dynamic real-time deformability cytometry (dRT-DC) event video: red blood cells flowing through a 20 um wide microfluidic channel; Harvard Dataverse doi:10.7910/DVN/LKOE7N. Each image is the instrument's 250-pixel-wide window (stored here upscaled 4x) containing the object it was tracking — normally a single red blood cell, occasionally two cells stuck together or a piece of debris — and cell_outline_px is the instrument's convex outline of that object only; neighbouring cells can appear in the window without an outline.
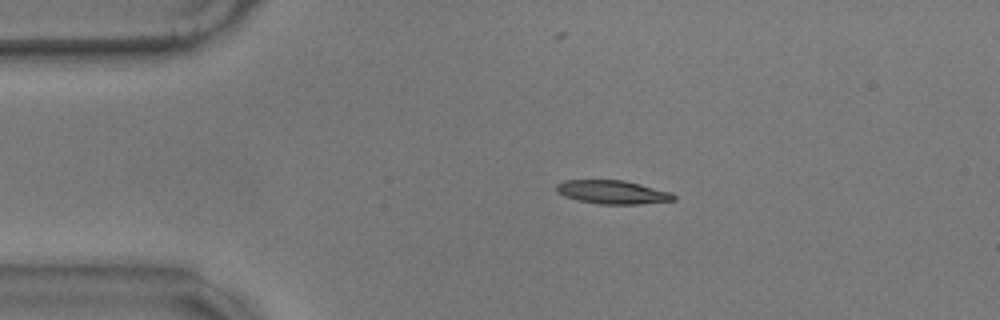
{"species": "common noctule bat (a hibernating species)", "species_latin": "Nyctalus noctula", "temperature_condition": "warm", "stored_images_in_passage": 47, "camera_frame_rate_fps": 3000, "um_per_image_px": 0.085, "animal": {"sex": "male", "body_mass_g": 17.9}, "frame": {"image": 1, "passage_image": 1, "time_ms": 0.0, "image_size_px": [1000, 320], "cell_outline_px": [[676, 200], [640, 204], [600, 204], [576, 200], [564, 196], [556, 192], [556, 184], [564, 180], [624, 180], [672, 192], [676, 196]], "centroid_in_image_um": [52.06, 16.33], "position_along_channel_um": 32.9, "area_um2": 16.24}}
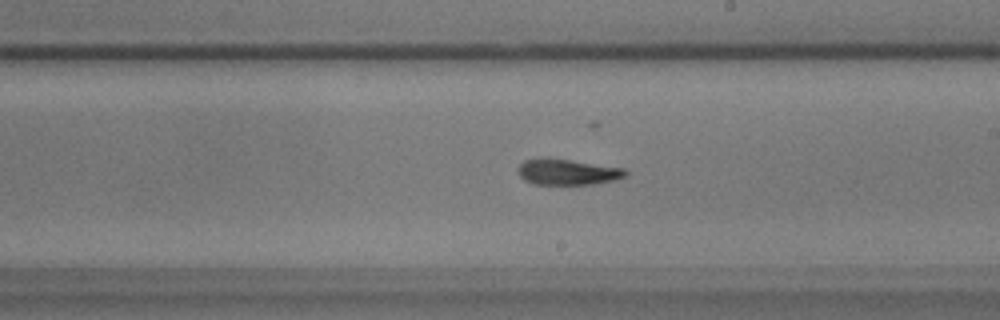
{"frame": {"image": 2, "passage_image": 22, "time_ms": 7.0, "image_size_px": [1000, 320], "cell_outline_px": [[628, 172], [624, 176], [612, 180], [596, 184], [532, 184], [524, 180], [520, 176], [516, 168], [524, 160], [540, 156], [548, 156], [624, 168]], "centroid_in_image_um": [48.16, 14.58], "position_along_channel_um": 240.8, "area_um2": 16.59}}
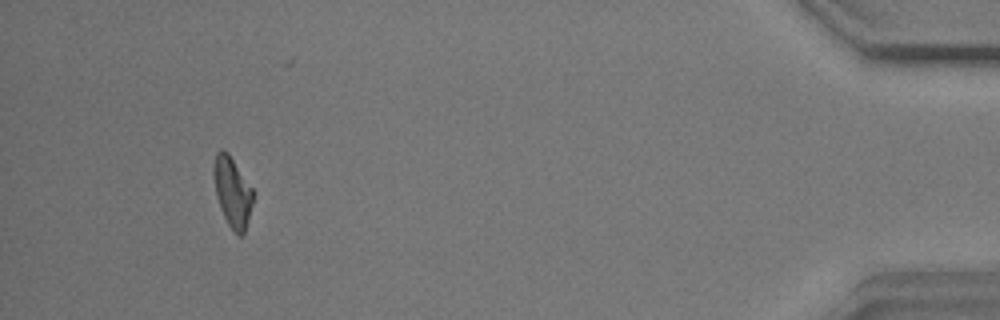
{"frame": {"image": 3, "passage_image": 43, "time_ms": 14.0, "image_size_px": [1000, 320], "cell_outline_px": [[256, 192], [244, 236], [240, 236], [228, 224], [224, 216], [216, 196], [212, 176], [212, 168], [216, 152], [220, 148], [228, 152]], "centroid_in_image_um": [19.77, 16.28], "position_along_channel_um": 415.4, "area_um2": 16.53}, "authors_computed_cell_mechanics": {"area_um2": 16.2418, "velocity_mm_per_s": 3.5114, "shape_relaxation_time_tau1_ms": 4.7729, "shape_relaxation_time_tau2_ms": 2.9963, "deformation_change_tau1": 0.1981, "deformation_change_tau2": 0.1189}}